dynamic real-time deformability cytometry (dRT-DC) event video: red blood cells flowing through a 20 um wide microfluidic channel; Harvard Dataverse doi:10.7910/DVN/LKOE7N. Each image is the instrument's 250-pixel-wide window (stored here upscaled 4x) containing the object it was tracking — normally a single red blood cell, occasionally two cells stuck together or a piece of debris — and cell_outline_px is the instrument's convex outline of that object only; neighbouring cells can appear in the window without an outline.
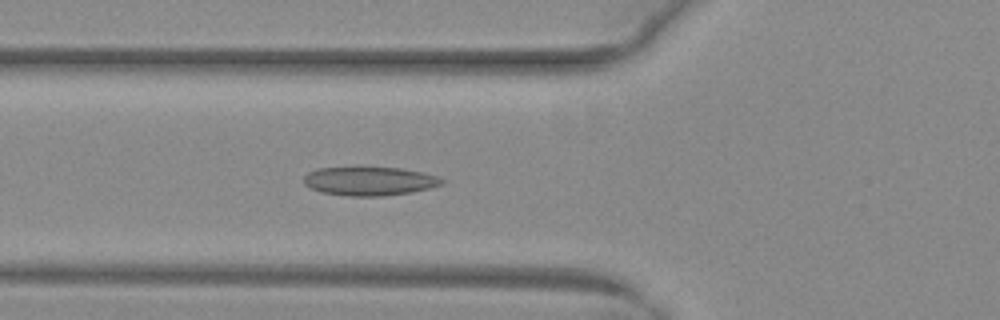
{"species": "common noctule bat (a hibernating species)", "species_latin": "Nyctalus noctula", "temperature_condition": "warm", "stored_images_in_passage": 51, "camera_frame_rate_fps": 3000, "um_per_image_px": 0.085, "animal": {"sex": "female", "body_mass_g": 29.2, "forearm_length_mm": 56.3}, "frame": {"image": 1, "passage_image": 19, "time_ms": 6.0, "image_size_px": [1000, 320], "cell_outline_px": [[444, 184], [412, 192], [384, 196], [348, 196], [320, 192], [304, 184], [304, 176], [308, 172], [320, 168], [356, 164], [364, 164], [400, 168], [440, 176], [444, 180]], "centroid_in_image_um": [31.38, 15.34], "position_along_channel_um": 94.4, "area_um2": 24.22}}
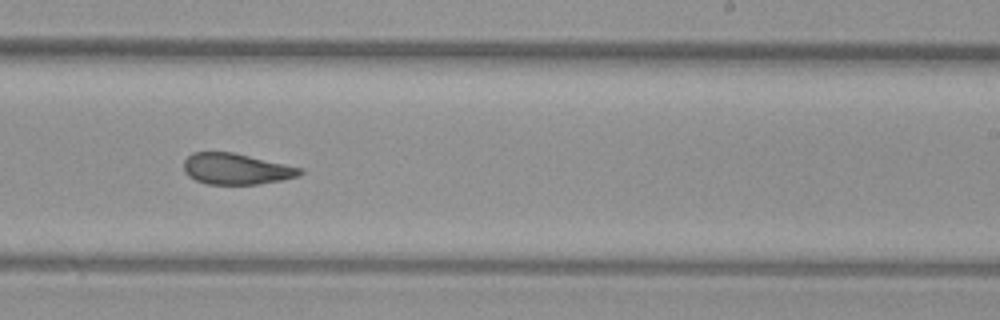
{"frame": {"image": 2, "passage_image": 32, "time_ms": 10.333, "image_size_px": [1000, 320], "cell_outline_px": [[304, 172], [300, 176], [280, 180], [256, 184], [208, 184], [196, 180], [188, 176], [184, 172], [184, 160], [192, 152], [232, 152], [304, 168]], "centroid_in_image_um": [20.09, 14.35], "position_along_channel_um": 268.9, "area_um2": 21.04}}
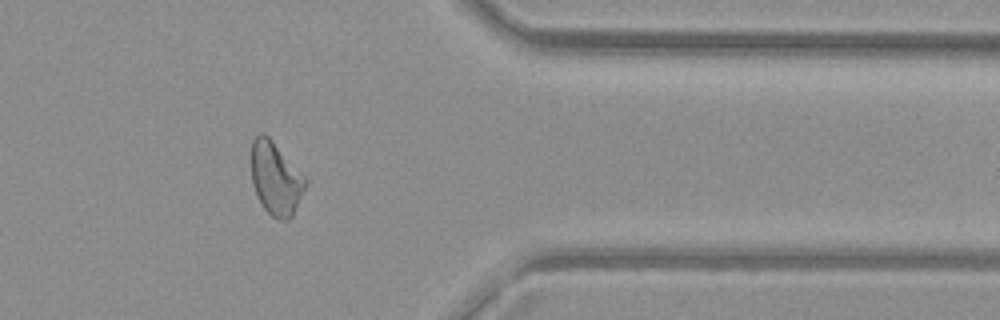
{"frame": {"image": 3, "passage_image": 42, "time_ms": 13.667, "image_size_px": [1000, 320], "cell_outline_px": [[308, 184], [292, 216], [288, 220], [276, 220], [264, 208], [256, 196], [252, 184], [252, 140], [256, 132], [264, 132], [272, 140], [308, 180]], "centroid_in_image_um": [23.43, 15.17], "position_along_channel_um": 388.0, "area_um2": 23.18}, "authors_computed_cell_mechanics": {"area_um2": 23.5824, "velocity_mm_per_s": 4.0274, "shape_relaxation_time_tau1_ms": null, "shape_relaxation_time_tau2_ms": 2.2559, "deformation_change_tau1": null, "deformation_change_tau2": 0.096}}